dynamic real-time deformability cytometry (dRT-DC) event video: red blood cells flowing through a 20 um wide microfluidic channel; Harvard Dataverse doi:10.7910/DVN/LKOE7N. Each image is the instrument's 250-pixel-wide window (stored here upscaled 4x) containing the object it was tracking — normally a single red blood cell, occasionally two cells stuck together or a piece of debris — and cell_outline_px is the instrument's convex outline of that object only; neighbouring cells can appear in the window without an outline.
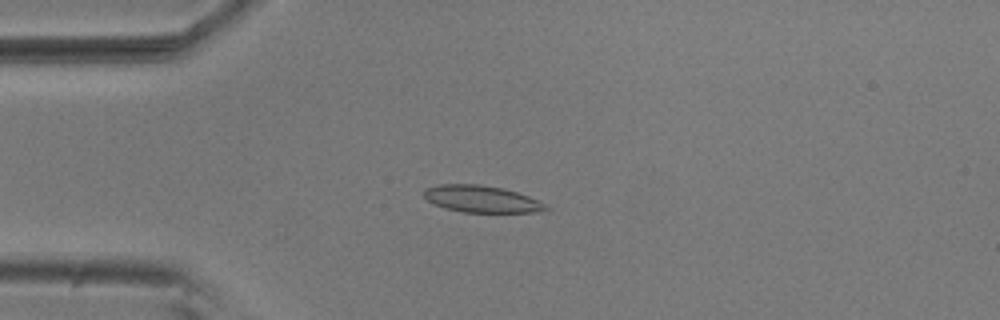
{"species": "common noctule bat (a hibernating species)", "species_latin": "Nyctalus noctula", "temperature_condition": "room temperature", "stored_images_in_passage": 55, "camera_frame_rate_fps": 3000, "um_per_image_px": 0.085, "animal": {"sex": "male", "body_mass_g": 20.5, "forearm_length_mm": 52.5}, "frame": {"image": 1, "passage_image": 14, "time_ms": 4.333, "image_size_px": [1000, 320], "cell_outline_px": [[548, 208], [536, 212], [464, 212], [444, 208], [428, 200], [424, 196], [424, 192], [428, 188], [440, 184], [480, 184], [504, 188], [528, 196], [548, 204]], "centroid_in_image_um": [40.96, 16.91], "position_along_channel_um": 44.0, "area_um2": 18.9}}
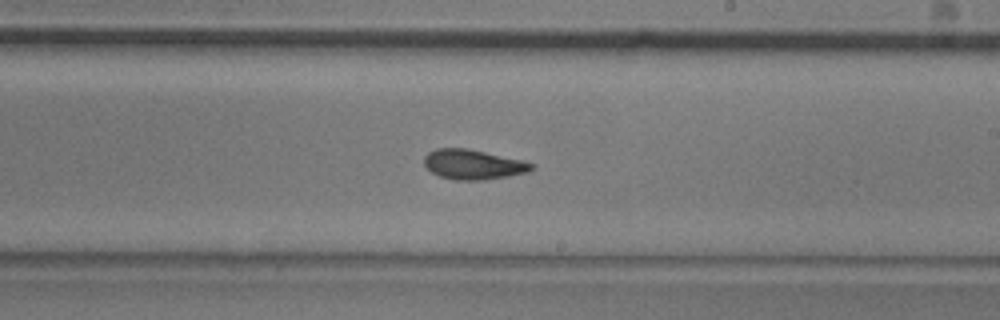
{"frame": {"image": 2, "passage_image": 32, "time_ms": 10.333, "image_size_px": [1000, 320], "cell_outline_px": [[536, 168], [528, 172], [508, 176], [480, 180], [456, 180], [440, 176], [432, 172], [424, 164], [424, 156], [428, 152], [436, 148], [468, 148], [524, 160], [536, 164]], "centroid_in_image_um": [40.26, 13.97], "position_along_channel_um": 248.7, "area_um2": 18.84}}
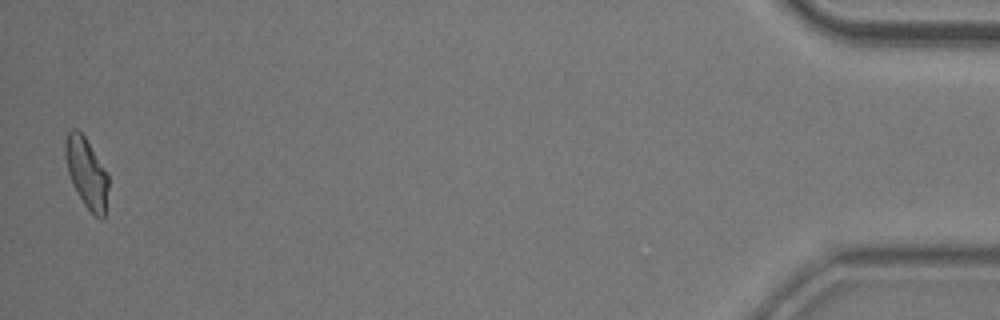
{"frame": {"image": 3, "passage_image": 54, "time_ms": 17.667, "image_size_px": [1000, 320], "cell_outline_px": [[108, 188], [104, 220], [100, 220], [84, 204], [76, 192], [72, 184], [68, 172], [64, 156], [64, 144], [68, 132], [72, 128], [76, 128], [84, 136], [108, 176]], "centroid_in_image_um": [7.33, 14.71], "position_along_channel_um": 427.9, "area_um2": 17.4}, "authors_computed_cell_mechanics": {"area_um2": 18.3804, "velocity_mm_per_s": 3.7046, "shape_relaxation_time_tau1_ms": 8.3633, "shape_relaxation_time_tau2_ms": 2.5547, "deformation_change_tau1": 0.2002, "deformation_change_tau2": 0.0963}}